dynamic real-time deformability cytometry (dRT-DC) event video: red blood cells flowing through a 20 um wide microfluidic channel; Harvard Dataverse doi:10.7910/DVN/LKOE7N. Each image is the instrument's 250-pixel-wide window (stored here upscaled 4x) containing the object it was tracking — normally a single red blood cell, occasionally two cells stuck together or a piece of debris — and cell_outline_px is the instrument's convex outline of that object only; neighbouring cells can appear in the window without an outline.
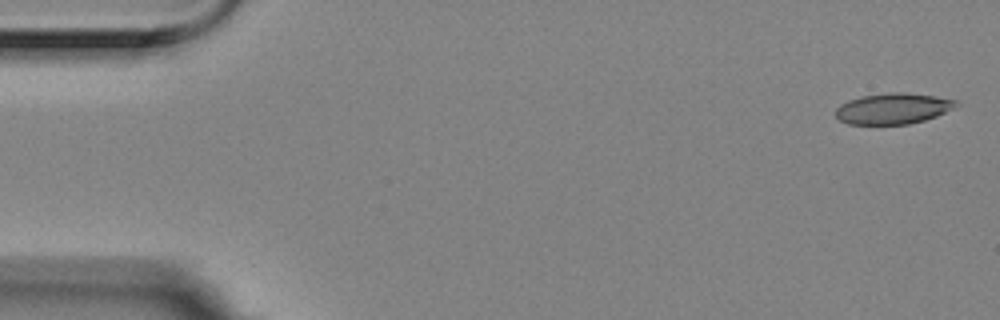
{"species": "Egyptian fruit bat (a non-hibernating species)", "species_latin": "Rousettus aegyptiacus", "temperature_condition": "room temperature", "stored_images_in_passage": 6, "segment_of_instrument_passage": [1, 2], "camera_frame_rate_fps": 3000, "um_per_image_px": 0.085, "animal": {"sex": "female"}, "frame": {"image": 1, "passage_image": 1, "time_ms": 0.0, "image_size_px": [1000, 320], "cell_outline_px": [[960, 104], [936, 116], [924, 120], [908, 124], [848, 124], [840, 120], [836, 116], [836, 108], [840, 104], [848, 100], [860, 96], [892, 92], [904, 92], [932, 96], [956, 100]], "centroid_in_image_um": [75.87, 9.22], "position_along_channel_um": 9.1, "area_um2": 21.5}}